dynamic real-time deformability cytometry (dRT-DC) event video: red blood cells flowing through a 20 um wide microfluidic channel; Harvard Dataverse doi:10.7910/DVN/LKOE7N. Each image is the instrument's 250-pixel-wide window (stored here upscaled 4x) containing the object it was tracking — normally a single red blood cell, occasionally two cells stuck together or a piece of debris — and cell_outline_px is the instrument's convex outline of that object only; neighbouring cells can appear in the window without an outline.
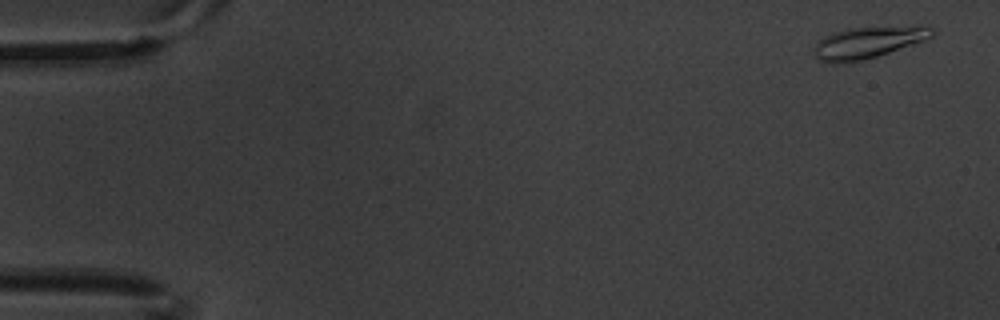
{"species": "common noctule bat (a hibernating species)", "species_latin": "Nyctalus noctula", "temperature_condition": "warm", "stored_images_in_passage": 7, "camera_frame_rate_fps": 3000, "um_per_image_px": 0.085, "animal": {"sex": "male", "body_mass_g": 20.1, "forearm_length_mm": 53.5}, "frame": {"image": 1, "passage_image": 1, "time_ms": 0.0, "image_size_px": [1000, 320], "cell_outline_px": [[936, 32], [932, 36], [924, 40], [864, 60], [844, 64], [828, 64], [820, 60], [812, 52], [812, 48], [816, 40], [824, 36], [848, 28], [936, 28]], "centroid_in_image_um": [73.6, 3.67], "position_along_channel_um": 11.4, "area_um2": 21.21}}
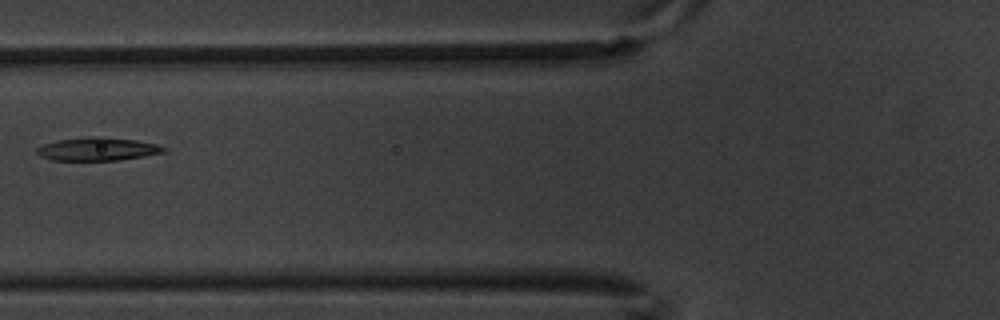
{"frame": {"image": 2, "passage_image": 7, "time_ms": 2.0, "image_size_px": [1000, 320], "cell_outline_px": [[164, 152], [144, 156], [116, 160], [52, 160], [40, 156], [36, 152], [36, 148], [40, 144], [56, 140], [92, 136], [104, 136], [136, 140], [156, 144], [164, 148]], "centroid_in_image_um": [8.22, 12.65], "position_along_channel_um": 117.6, "area_um2": 17.17}}